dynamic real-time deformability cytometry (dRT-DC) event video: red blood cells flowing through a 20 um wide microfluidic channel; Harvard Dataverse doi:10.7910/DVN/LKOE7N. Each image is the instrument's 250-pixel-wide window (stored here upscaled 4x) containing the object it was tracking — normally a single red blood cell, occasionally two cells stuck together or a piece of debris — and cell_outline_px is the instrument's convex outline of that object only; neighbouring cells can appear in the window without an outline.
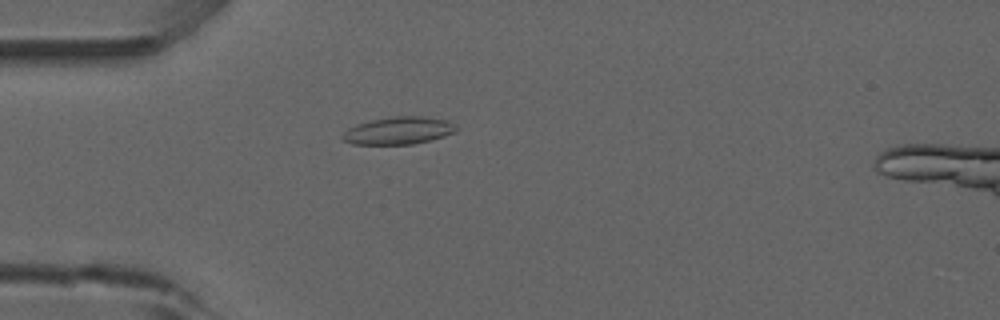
{"species": "common noctule bat (a hibernating species)", "species_latin": "Nyctalus noctula", "temperature_condition": "room temperature", "stored_images_in_passage": 51, "camera_frame_rate_fps": 3000, "um_per_image_px": 0.085, "animal": {"sex": "male", "forearm_length_mm": 52.5}, "frame": {"image": 1, "passage_image": 12, "time_ms": 3.667, "image_size_px": [1000, 320], "cell_outline_px": [[456, 132], [444, 136], [412, 144], [352, 144], [344, 140], [340, 136], [348, 128], [356, 124], [372, 120], [392, 116], [424, 116], [448, 120], [456, 128]], "centroid_in_image_um": [33.85, 11.09], "position_along_channel_um": 51.1, "area_um2": 18.09}}
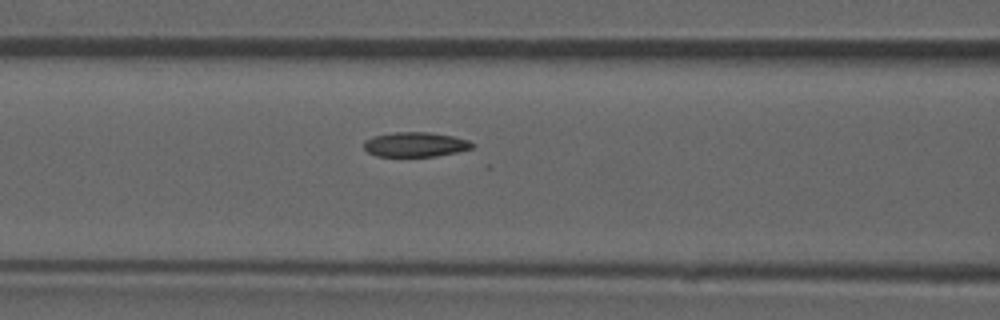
{"frame": {"image": 2, "passage_image": 19, "time_ms": 6.0, "image_size_px": [1000, 320], "cell_outline_px": [[476, 144], [472, 148], [456, 152], [436, 156], [376, 156], [368, 152], [364, 148], [364, 140], [372, 136], [392, 132], [428, 132], [452, 136], [468, 140]], "centroid_in_image_um": [35.28, 12.27], "position_along_channel_um": 131.3, "area_um2": 15.61}}
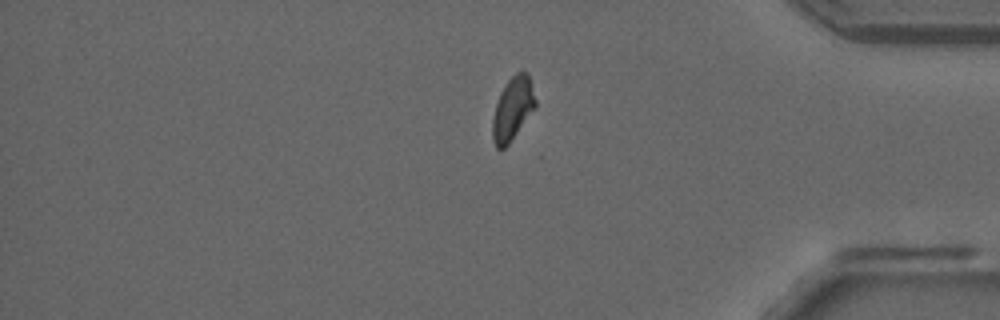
{"frame": {"image": 3, "passage_image": 41, "time_ms": 13.333, "image_size_px": [1000, 320], "cell_outline_px": [[536, 104], [508, 144], [504, 148], [496, 148], [492, 140], [492, 120], [496, 104], [500, 92], [508, 80], [516, 72], [524, 72], [528, 76], [536, 100]], "centroid_in_image_um": [43.53, 9.25], "position_along_channel_um": 391.7, "area_um2": 15.2}}